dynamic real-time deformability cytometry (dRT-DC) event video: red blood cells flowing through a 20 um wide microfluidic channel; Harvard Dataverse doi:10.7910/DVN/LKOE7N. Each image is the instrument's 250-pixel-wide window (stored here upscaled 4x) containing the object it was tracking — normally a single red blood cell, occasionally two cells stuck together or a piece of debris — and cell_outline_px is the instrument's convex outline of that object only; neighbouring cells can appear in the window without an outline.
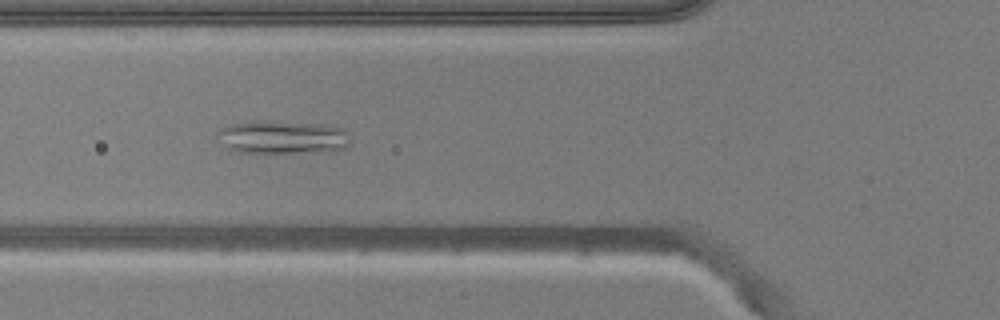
{"species": "common noctule bat (a hibernating species)", "species_latin": "Nyctalus noctula", "temperature_condition": "warm", "stored_images_in_passage": 40, "camera_frame_rate_fps": 3000, "um_per_image_px": 0.085, "animal": {"sex": "male", "body_mass_g": 20.5, "forearm_length_mm": 52.5}, "frame": {"image": 1, "passage_image": 7, "time_ms": 2.0, "image_size_px": [1000, 320], "cell_outline_px": [[352, 136], [348, 144], [344, 148], [296, 152], [240, 152], [228, 148], [224, 144], [216, 132], [220, 128], [228, 124], [252, 120], [328, 124], [344, 128]], "centroid_in_image_um": [24.01, 11.62], "position_along_channel_um": 101.8, "area_um2": 25.61}}
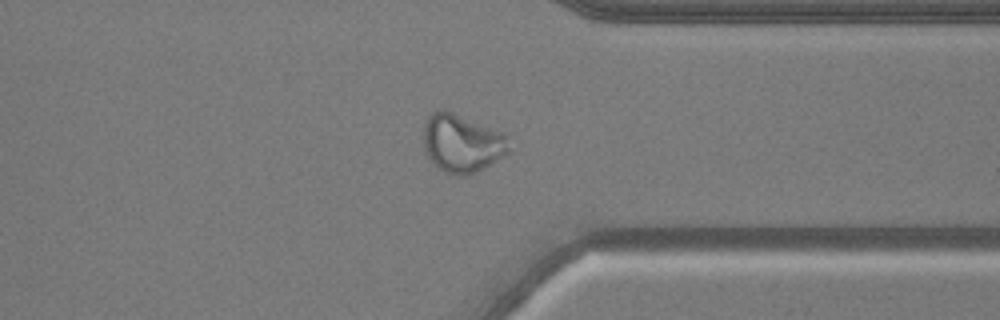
{"frame": {"image": 2, "passage_image": 28, "time_ms": 9.0, "image_size_px": [1000, 320], "cell_outline_px": [[512, 152], [464, 176], [460, 176], [444, 172], [436, 168], [424, 152], [424, 120], [432, 112], [440, 108], [444, 108], [504, 132], [508, 136]], "centroid_in_image_um": [39.26, 12.14], "position_along_channel_um": 372.1, "area_um2": 29.54}}
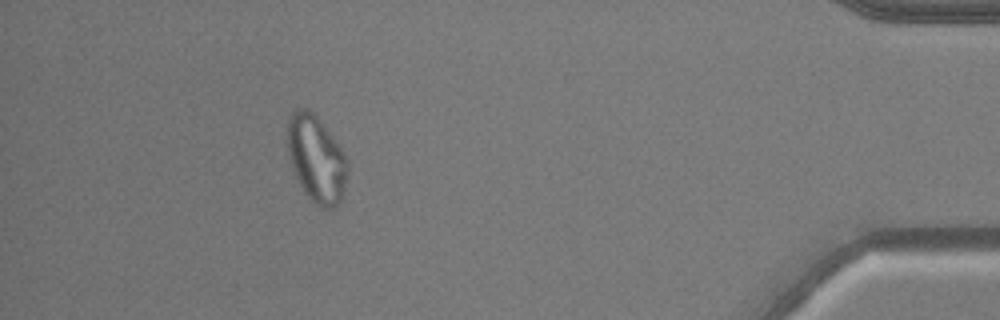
{"frame": {"image": 3, "passage_image": 35, "time_ms": 11.333, "image_size_px": [1000, 320], "cell_outline_px": [[348, 168], [344, 192], [336, 208], [320, 208], [304, 192], [292, 168], [288, 156], [288, 116], [296, 108], [308, 108], [316, 116], [340, 148], [348, 160]], "centroid_in_image_um": [26.88, 13.52], "position_along_channel_um": 408.3, "area_um2": 30.11}, "authors_computed_cell_mechanics": {"area_um2": 27.8307, "velocity_mm_per_s": 3.9115, "shape_relaxation_time_tau1_ms": null, "shape_relaxation_time_tau2_ms": 1.7158, "deformation_change_tau1": null, "deformation_change_tau2": 0.0887}}